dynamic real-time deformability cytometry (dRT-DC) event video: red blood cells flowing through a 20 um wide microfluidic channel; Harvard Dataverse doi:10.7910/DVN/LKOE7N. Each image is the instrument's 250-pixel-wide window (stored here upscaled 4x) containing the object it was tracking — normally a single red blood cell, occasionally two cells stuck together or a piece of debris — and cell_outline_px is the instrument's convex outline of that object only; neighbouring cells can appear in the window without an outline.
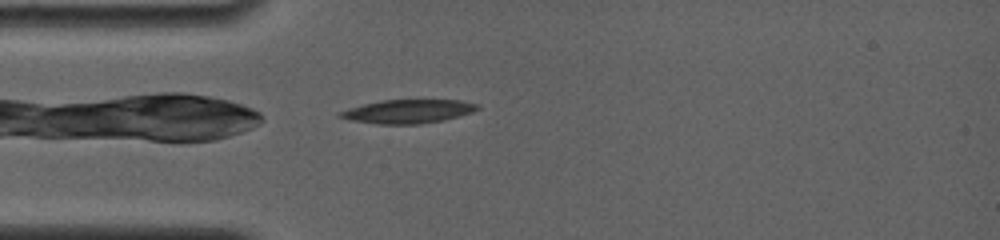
{"species": "common noctule bat (a hibernating species)", "species_latin": "Nyctalus noctula", "temperature_condition": "room temperature", "stored_images_in_passage": 28, "camera_frame_rate_fps": 4000, "um_per_image_px": 0.085, "animal": {"sex": "female", "body_mass_g": 19.0, "forearm_length_mm": 56.7}, "frame": {"image": 1, "passage_image": 1, "time_ms": 0.0, "image_size_px": [1000, 240], "cell_outline_px": [[480, 108], [472, 112], [460, 116], [444, 120], [420, 124], [376, 124], [348, 120], [336, 116], [336, 112], [348, 108], [380, 100], [460, 100], [480, 104]], "centroid_in_image_um": [34.65, 9.47], "position_along_channel_um": 50.4, "area_um2": 19.25}}
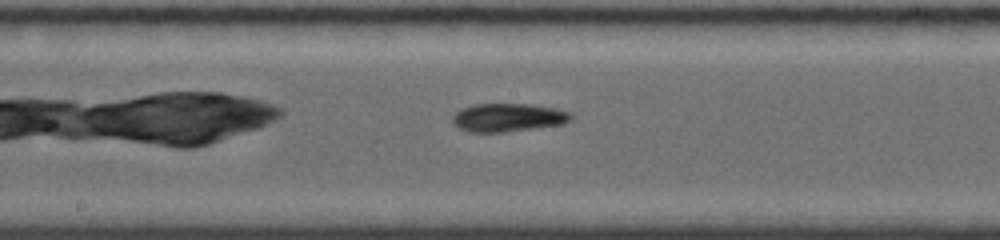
{"frame": {"image": 2, "passage_image": 17, "time_ms": 4.25, "image_size_px": [1000, 240], "cell_outline_px": [[572, 120], [564, 124], [504, 132], [468, 132], [452, 124], [452, 116], [456, 112], [464, 108], [476, 104], [532, 104], [556, 108], [572, 112]], "centroid_in_image_um": [43.22, 9.99], "position_along_channel_um": 205.0, "area_um2": 19.65}}
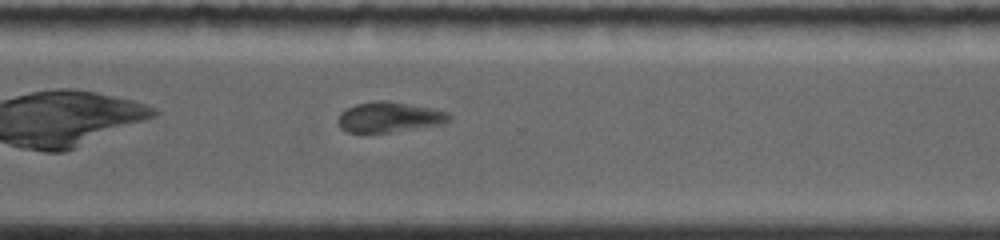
{"frame": {"image": 3, "passage_image": 28, "time_ms": 7.75, "image_size_px": [1000, 240], "cell_outline_px": [[452, 116], [448, 120], [440, 124], [388, 132], [348, 132], [340, 128], [340, 112], [356, 104], [380, 100], [388, 100], [448, 112]], "centroid_in_image_um": [33.07, 9.95], "position_along_channel_um": 337.5, "area_um2": 19.02}}